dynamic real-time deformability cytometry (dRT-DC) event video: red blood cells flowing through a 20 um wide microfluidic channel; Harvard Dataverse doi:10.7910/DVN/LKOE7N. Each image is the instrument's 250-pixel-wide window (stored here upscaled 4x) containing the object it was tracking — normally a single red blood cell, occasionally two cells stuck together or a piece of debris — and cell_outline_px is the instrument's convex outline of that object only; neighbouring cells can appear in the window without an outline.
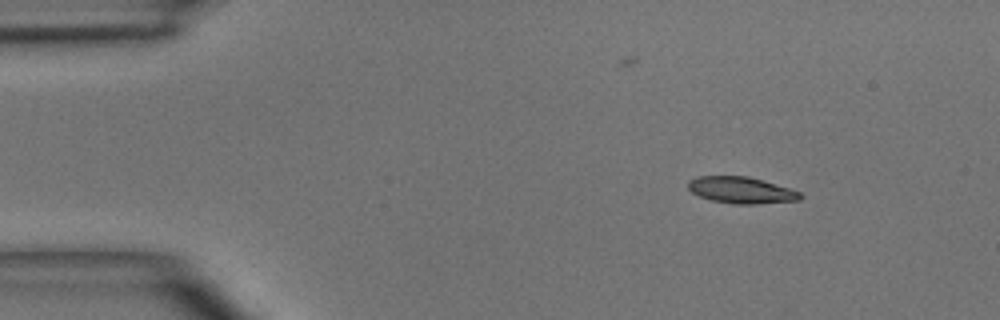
{"species": "common noctule bat (a hibernating species)", "species_latin": "Nyctalus noctula", "temperature_condition": "room temperature", "stored_images_in_passage": 3, "camera_frame_rate_fps": 3000, "um_per_image_px": 0.085, "animal": {"sex": "male", "body_mass_g": 15.6}, "frame": {"image": 1, "passage_image": 1, "time_ms": 0.0, "image_size_px": [1000, 320], "cell_outline_px": [[804, 196], [800, 200], [756, 204], [732, 204], [712, 200], [700, 196], [692, 192], [688, 188], [688, 180], [696, 176], [748, 176], [788, 188], [800, 192]], "centroid_in_image_um": [62.99, 16.16], "position_along_channel_um": 22.0, "area_um2": 17.28}}
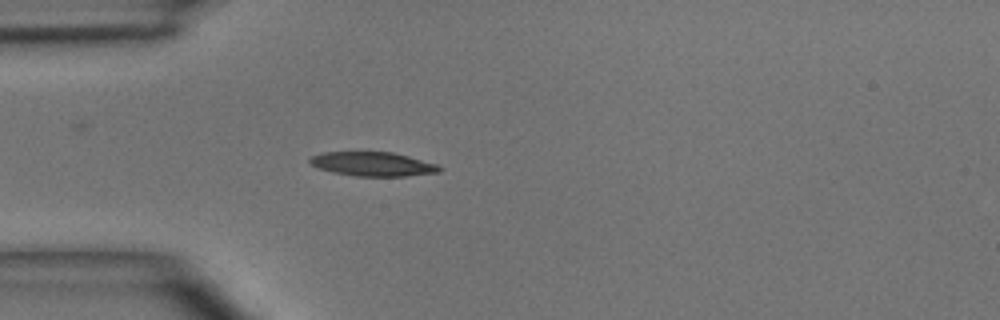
{"frame": {"image": 2, "passage_image": 3, "time_ms": 2.333, "image_size_px": [1000, 320], "cell_outline_px": [[444, 168], [440, 172], [404, 176], [352, 176], [332, 172], [320, 168], [312, 164], [308, 160], [312, 156], [324, 152], [392, 152], [408, 156], [436, 164]], "centroid_in_image_um": [31.71, 13.95], "position_along_channel_um": 53.3, "area_um2": 18.09}}